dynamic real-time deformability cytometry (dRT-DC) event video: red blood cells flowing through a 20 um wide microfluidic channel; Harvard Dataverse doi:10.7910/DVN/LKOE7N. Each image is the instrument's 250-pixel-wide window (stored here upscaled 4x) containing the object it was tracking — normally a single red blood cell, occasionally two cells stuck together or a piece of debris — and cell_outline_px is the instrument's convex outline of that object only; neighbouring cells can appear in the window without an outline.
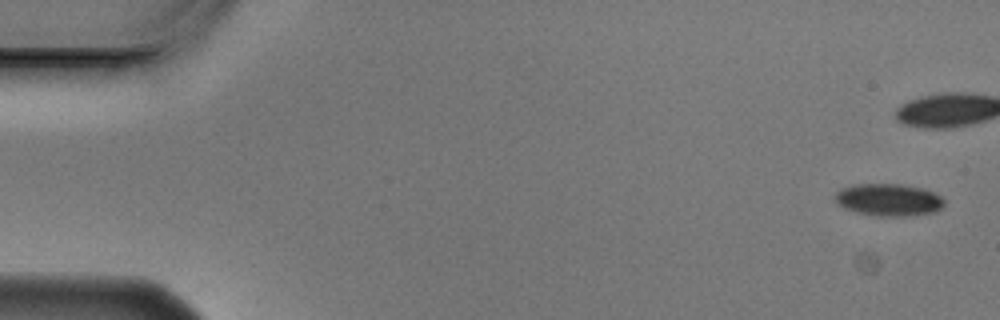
{"species": "Egyptian fruit bat (a non-hibernating species)", "species_latin": "Rousettus aegyptiacus", "temperature_condition": "cold", "stored_images_in_passage": 6, "camera_frame_rate_fps": 3000, "um_per_image_px": 0.085, "animal": {"sex": "male"}, "frame": {"image": 1, "passage_image": 1, "time_ms": 0.0, "image_size_px": [1000, 320], "cell_outline_px": [[944, 204], [940, 208], [932, 212], [904, 216], [876, 216], [844, 208], [836, 200], [836, 192], [840, 188], [852, 184], [900, 184], [924, 188], [940, 196], [944, 200]], "centroid_in_image_um": [75.52, 16.96], "position_along_channel_um": 9.5, "area_um2": 20.29}}